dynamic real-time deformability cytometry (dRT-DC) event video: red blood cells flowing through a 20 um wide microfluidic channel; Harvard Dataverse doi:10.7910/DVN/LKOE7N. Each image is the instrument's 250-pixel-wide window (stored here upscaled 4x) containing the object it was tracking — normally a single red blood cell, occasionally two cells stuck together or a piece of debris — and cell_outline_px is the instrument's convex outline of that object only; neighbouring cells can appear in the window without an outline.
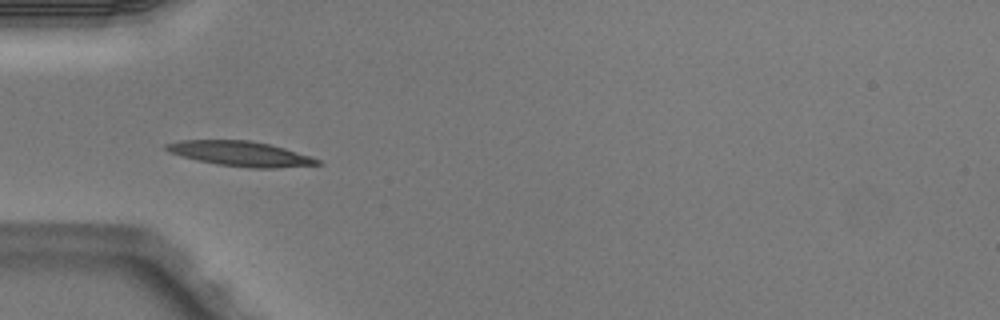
{"species": "Egyptian fruit bat (a non-hibernating species)", "species_latin": "Rousettus aegyptiacus", "temperature_condition": "warm", "stored_images_in_passage": 6, "camera_frame_rate_fps": 3000, "um_per_image_px": 0.085, "animal": {"sex": "male"}, "frame": {"image": 1, "passage_image": 4, "time_ms": 1.0, "image_size_px": [1000, 320], "cell_outline_px": [[324, 164], [276, 168], [248, 168], [216, 164], [180, 156], [168, 152], [164, 148], [164, 144], [180, 140], [252, 140], [284, 148], [320, 160]], "centroid_in_image_um": [20.4, 13.06], "position_along_channel_um": 64.6, "area_um2": 21.96}}
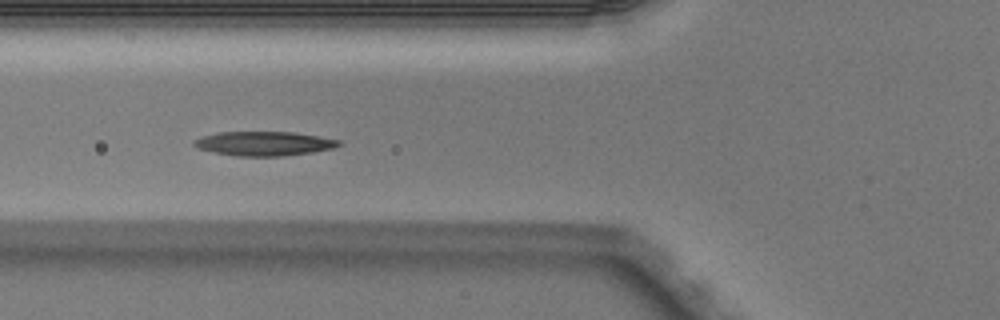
{"frame": {"image": 2, "passage_image": 5, "time_ms": 1.333, "image_size_px": [1000, 320], "cell_outline_px": [[344, 144], [332, 148], [312, 152], [284, 156], [236, 156], [216, 152], [200, 148], [192, 144], [196, 140], [204, 136], [220, 132], [292, 132], [320, 136], [340, 140]], "centroid_in_image_um": [22.53, 12.2], "position_along_channel_um": 103.3, "area_um2": 20.23}}
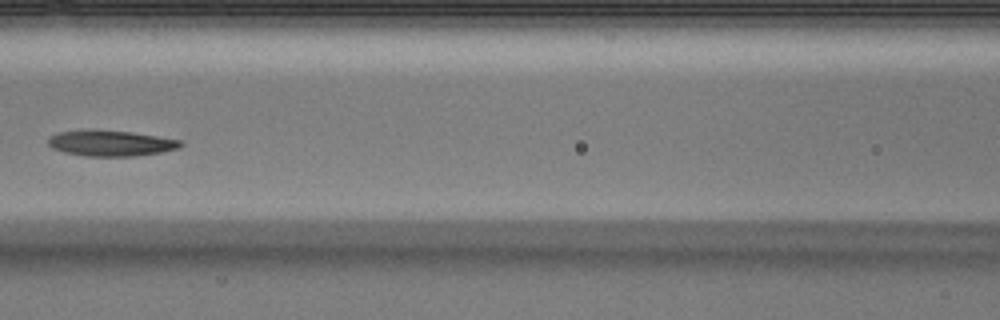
{"frame": {"image": 3, "passage_image": 6, "time_ms": 1.667, "image_size_px": [1000, 320], "cell_outline_px": [[184, 144], [180, 148], [160, 152], [136, 156], [84, 156], [64, 152], [52, 148], [48, 144], [48, 136], [60, 132], [88, 128], [92, 128], [132, 132], [180, 140]], "centroid_in_image_um": [9.37, 12.15], "position_along_channel_um": 157.2, "area_um2": 20.23}}